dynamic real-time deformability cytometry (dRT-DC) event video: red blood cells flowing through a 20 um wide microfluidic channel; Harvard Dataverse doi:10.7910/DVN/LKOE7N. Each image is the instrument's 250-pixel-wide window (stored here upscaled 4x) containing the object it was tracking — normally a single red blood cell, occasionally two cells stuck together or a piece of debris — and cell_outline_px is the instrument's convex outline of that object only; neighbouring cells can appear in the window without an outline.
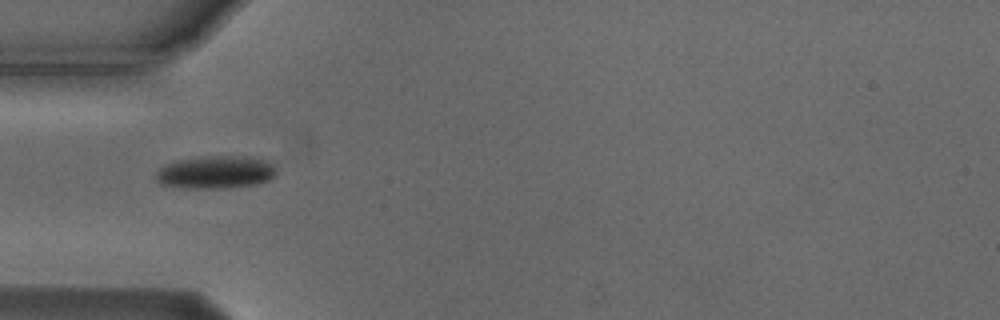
{"species": "Egyptian fruit bat (a non-hibernating species)", "species_latin": "Rousettus aegyptiacus", "temperature_condition": "cold", "stored_images_in_passage": 38, "camera_frame_rate_fps": 3000, "um_per_image_px": 0.085, "animal": {"sex": "male"}, "frame": {"image": 1, "passage_image": 1, "time_ms": 0.0, "image_size_px": [1000, 320], "cell_outline_px": [[276, 176], [268, 180], [256, 184], [220, 188], [188, 188], [160, 184], [156, 180], [156, 172], [164, 164], [172, 160], [204, 156], [244, 156], [264, 160], [272, 164], [276, 168]], "centroid_in_image_um": [18.29, 14.62], "position_along_channel_um": 66.7, "area_um2": 23.12}}
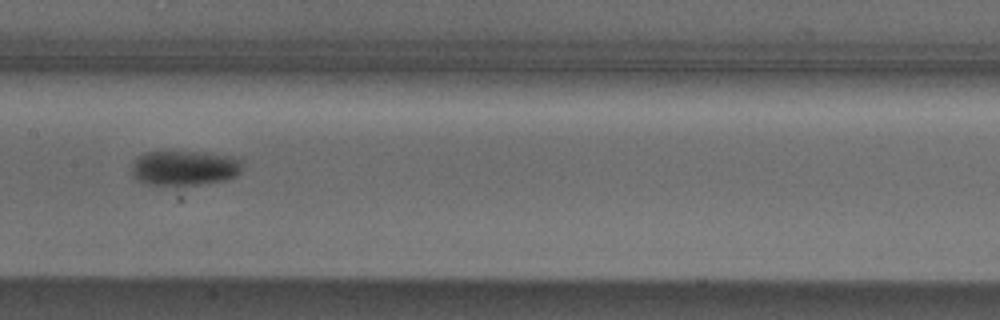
{"frame": {"image": 2, "passage_image": 11, "time_ms": 3.333, "image_size_px": [1000, 320], "cell_outline_px": [[244, 168], [236, 176], [228, 180], [200, 184], [148, 184], [140, 180], [132, 172], [132, 164], [136, 156], [144, 152], [200, 152], [232, 156], [244, 160]], "centroid_in_image_um": [15.76, 14.26], "position_along_channel_um": 191.6, "area_um2": 22.54}}
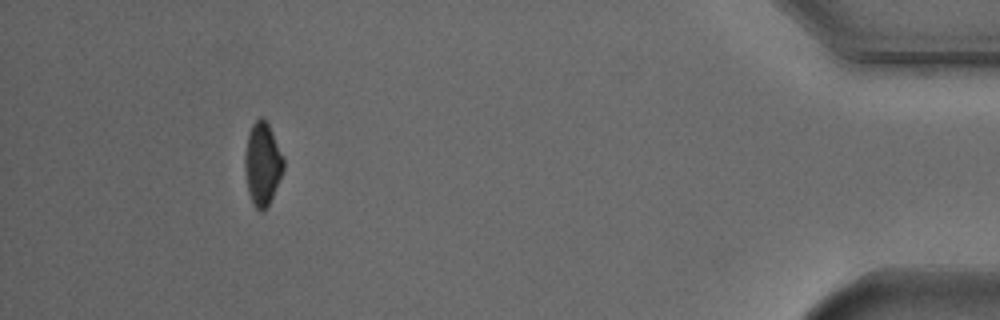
{"frame": {"image": 3, "passage_image": 34, "time_ms": 11.0, "image_size_px": [1000, 320], "cell_outline_px": [[284, 168], [272, 196], [268, 204], [260, 212], [256, 208], [248, 192], [244, 168], [244, 156], [248, 132], [252, 124], [260, 116], [264, 116], [284, 156]], "centroid_in_image_um": [22.29, 13.87], "position_along_channel_um": 412.9, "area_um2": 18.61}, "authors_computed_cell_mechanics": {"area_um2": 21.4149, "velocity_mm_per_s": 3.7562, "shape_relaxation_time_tau1_ms": 4.9206, "shape_relaxation_time_tau2_ms": null, "deformation_change_tau1": 0.1425, "deformation_change_tau2": null}}